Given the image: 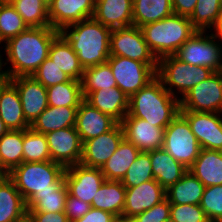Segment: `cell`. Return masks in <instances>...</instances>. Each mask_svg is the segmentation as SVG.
<instances>
[{
  "instance_id": "1",
  "label": "cell",
  "mask_w": 222,
  "mask_h": 222,
  "mask_svg": "<svg viewBox=\"0 0 222 222\" xmlns=\"http://www.w3.org/2000/svg\"><path fill=\"white\" fill-rule=\"evenodd\" d=\"M59 33L52 27H31L9 39L4 47L13 68L4 70L6 78L32 76L48 58L50 45Z\"/></svg>"
},
{
  "instance_id": "2",
  "label": "cell",
  "mask_w": 222,
  "mask_h": 222,
  "mask_svg": "<svg viewBox=\"0 0 222 222\" xmlns=\"http://www.w3.org/2000/svg\"><path fill=\"white\" fill-rule=\"evenodd\" d=\"M180 113V99L170 94L155 76L129 99L125 117L140 118L155 127L166 128Z\"/></svg>"
},
{
  "instance_id": "3",
  "label": "cell",
  "mask_w": 222,
  "mask_h": 222,
  "mask_svg": "<svg viewBox=\"0 0 222 222\" xmlns=\"http://www.w3.org/2000/svg\"><path fill=\"white\" fill-rule=\"evenodd\" d=\"M73 28L71 31H68ZM60 33L77 53L84 69L107 62L110 57L111 29L89 18L63 28Z\"/></svg>"
},
{
  "instance_id": "4",
  "label": "cell",
  "mask_w": 222,
  "mask_h": 222,
  "mask_svg": "<svg viewBox=\"0 0 222 222\" xmlns=\"http://www.w3.org/2000/svg\"><path fill=\"white\" fill-rule=\"evenodd\" d=\"M150 51L159 60L174 55L197 30L189 17L172 14L157 22L140 27Z\"/></svg>"
},
{
  "instance_id": "5",
  "label": "cell",
  "mask_w": 222,
  "mask_h": 222,
  "mask_svg": "<svg viewBox=\"0 0 222 222\" xmlns=\"http://www.w3.org/2000/svg\"><path fill=\"white\" fill-rule=\"evenodd\" d=\"M65 167L51 160L23 162L7 176L27 202L35 193H54L65 182Z\"/></svg>"
},
{
  "instance_id": "6",
  "label": "cell",
  "mask_w": 222,
  "mask_h": 222,
  "mask_svg": "<svg viewBox=\"0 0 222 222\" xmlns=\"http://www.w3.org/2000/svg\"><path fill=\"white\" fill-rule=\"evenodd\" d=\"M214 72L209 67L189 65L169 55L158 60L156 76L170 94L176 96L172 89L175 86L183 98L196 84L208 79Z\"/></svg>"
},
{
  "instance_id": "7",
  "label": "cell",
  "mask_w": 222,
  "mask_h": 222,
  "mask_svg": "<svg viewBox=\"0 0 222 222\" xmlns=\"http://www.w3.org/2000/svg\"><path fill=\"white\" fill-rule=\"evenodd\" d=\"M162 148L189 169L201 150L187 119L179 113L164 130Z\"/></svg>"
},
{
  "instance_id": "8",
  "label": "cell",
  "mask_w": 222,
  "mask_h": 222,
  "mask_svg": "<svg viewBox=\"0 0 222 222\" xmlns=\"http://www.w3.org/2000/svg\"><path fill=\"white\" fill-rule=\"evenodd\" d=\"M205 31H197L174 54L180 61L189 65L209 67L215 72L222 71V46L216 43L217 35L203 36Z\"/></svg>"
},
{
  "instance_id": "9",
  "label": "cell",
  "mask_w": 222,
  "mask_h": 222,
  "mask_svg": "<svg viewBox=\"0 0 222 222\" xmlns=\"http://www.w3.org/2000/svg\"><path fill=\"white\" fill-rule=\"evenodd\" d=\"M110 56H122L149 65L157 71L158 59L145 42L142 30L137 26L112 29L110 33Z\"/></svg>"
},
{
  "instance_id": "10",
  "label": "cell",
  "mask_w": 222,
  "mask_h": 222,
  "mask_svg": "<svg viewBox=\"0 0 222 222\" xmlns=\"http://www.w3.org/2000/svg\"><path fill=\"white\" fill-rule=\"evenodd\" d=\"M180 99V111L222 113V71L196 84Z\"/></svg>"
},
{
  "instance_id": "11",
  "label": "cell",
  "mask_w": 222,
  "mask_h": 222,
  "mask_svg": "<svg viewBox=\"0 0 222 222\" xmlns=\"http://www.w3.org/2000/svg\"><path fill=\"white\" fill-rule=\"evenodd\" d=\"M107 62L111 66L117 87L129 98L156 76V72L146 63L127 57L110 56Z\"/></svg>"
},
{
  "instance_id": "12",
  "label": "cell",
  "mask_w": 222,
  "mask_h": 222,
  "mask_svg": "<svg viewBox=\"0 0 222 222\" xmlns=\"http://www.w3.org/2000/svg\"><path fill=\"white\" fill-rule=\"evenodd\" d=\"M64 177L68 193L88 204L92 203L105 181L101 168L88 167L81 163L67 167Z\"/></svg>"
},
{
  "instance_id": "13",
  "label": "cell",
  "mask_w": 222,
  "mask_h": 222,
  "mask_svg": "<svg viewBox=\"0 0 222 222\" xmlns=\"http://www.w3.org/2000/svg\"><path fill=\"white\" fill-rule=\"evenodd\" d=\"M45 135L51 161L65 168L80 163L83 144L75 126L48 132Z\"/></svg>"
},
{
  "instance_id": "14",
  "label": "cell",
  "mask_w": 222,
  "mask_h": 222,
  "mask_svg": "<svg viewBox=\"0 0 222 222\" xmlns=\"http://www.w3.org/2000/svg\"><path fill=\"white\" fill-rule=\"evenodd\" d=\"M187 119L201 149L222 151V118L220 113L180 111Z\"/></svg>"
},
{
  "instance_id": "15",
  "label": "cell",
  "mask_w": 222,
  "mask_h": 222,
  "mask_svg": "<svg viewBox=\"0 0 222 222\" xmlns=\"http://www.w3.org/2000/svg\"><path fill=\"white\" fill-rule=\"evenodd\" d=\"M123 139L122 125L117 123L108 132L83 143L80 163L88 167L102 168Z\"/></svg>"
},
{
  "instance_id": "16",
  "label": "cell",
  "mask_w": 222,
  "mask_h": 222,
  "mask_svg": "<svg viewBox=\"0 0 222 222\" xmlns=\"http://www.w3.org/2000/svg\"><path fill=\"white\" fill-rule=\"evenodd\" d=\"M50 27L61 31L68 25L92 18L93 0H49Z\"/></svg>"
},
{
  "instance_id": "17",
  "label": "cell",
  "mask_w": 222,
  "mask_h": 222,
  "mask_svg": "<svg viewBox=\"0 0 222 222\" xmlns=\"http://www.w3.org/2000/svg\"><path fill=\"white\" fill-rule=\"evenodd\" d=\"M9 80L18 90L25 119L32 124L48 107L47 88L33 76H16Z\"/></svg>"
},
{
  "instance_id": "18",
  "label": "cell",
  "mask_w": 222,
  "mask_h": 222,
  "mask_svg": "<svg viewBox=\"0 0 222 222\" xmlns=\"http://www.w3.org/2000/svg\"><path fill=\"white\" fill-rule=\"evenodd\" d=\"M166 198V190L155 180L126 188L123 217L134 218Z\"/></svg>"
},
{
  "instance_id": "19",
  "label": "cell",
  "mask_w": 222,
  "mask_h": 222,
  "mask_svg": "<svg viewBox=\"0 0 222 222\" xmlns=\"http://www.w3.org/2000/svg\"><path fill=\"white\" fill-rule=\"evenodd\" d=\"M120 124L124 138L140 151L148 152L162 148L164 128L155 127L151 123L135 117H124Z\"/></svg>"
},
{
  "instance_id": "20",
  "label": "cell",
  "mask_w": 222,
  "mask_h": 222,
  "mask_svg": "<svg viewBox=\"0 0 222 222\" xmlns=\"http://www.w3.org/2000/svg\"><path fill=\"white\" fill-rule=\"evenodd\" d=\"M118 122L83 100L76 114L75 128L82 144L111 130Z\"/></svg>"
},
{
  "instance_id": "21",
  "label": "cell",
  "mask_w": 222,
  "mask_h": 222,
  "mask_svg": "<svg viewBox=\"0 0 222 222\" xmlns=\"http://www.w3.org/2000/svg\"><path fill=\"white\" fill-rule=\"evenodd\" d=\"M92 18L112 29L133 25V0H98Z\"/></svg>"
},
{
  "instance_id": "22",
  "label": "cell",
  "mask_w": 222,
  "mask_h": 222,
  "mask_svg": "<svg viewBox=\"0 0 222 222\" xmlns=\"http://www.w3.org/2000/svg\"><path fill=\"white\" fill-rule=\"evenodd\" d=\"M0 117L9 130H25L31 125L25 119L18 90L9 79L0 87Z\"/></svg>"
},
{
  "instance_id": "23",
  "label": "cell",
  "mask_w": 222,
  "mask_h": 222,
  "mask_svg": "<svg viewBox=\"0 0 222 222\" xmlns=\"http://www.w3.org/2000/svg\"><path fill=\"white\" fill-rule=\"evenodd\" d=\"M129 99L118 87L96 90L84 98L92 107L110 115L118 123L128 114Z\"/></svg>"
},
{
  "instance_id": "24",
  "label": "cell",
  "mask_w": 222,
  "mask_h": 222,
  "mask_svg": "<svg viewBox=\"0 0 222 222\" xmlns=\"http://www.w3.org/2000/svg\"><path fill=\"white\" fill-rule=\"evenodd\" d=\"M27 219L26 202L7 175H0V222H23Z\"/></svg>"
},
{
  "instance_id": "25",
  "label": "cell",
  "mask_w": 222,
  "mask_h": 222,
  "mask_svg": "<svg viewBox=\"0 0 222 222\" xmlns=\"http://www.w3.org/2000/svg\"><path fill=\"white\" fill-rule=\"evenodd\" d=\"M150 160L154 179L166 190L189 170L163 148L151 150Z\"/></svg>"
},
{
  "instance_id": "26",
  "label": "cell",
  "mask_w": 222,
  "mask_h": 222,
  "mask_svg": "<svg viewBox=\"0 0 222 222\" xmlns=\"http://www.w3.org/2000/svg\"><path fill=\"white\" fill-rule=\"evenodd\" d=\"M188 170L205 187L222 185V151L201 149Z\"/></svg>"
},
{
  "instance_id": "27",
  "label": "cell",
  "mask_w": 222,
  "mask_h": 222,
  "mask_svg": "<svg viewBox=\"0 0 222 222\" xmlns=\"http://www.w3.org/2000/svg\"><path fill=\"white\" fill-rule=\"evenodd\" d=\"M61 71H63L71 79L81 81L84 68L79 62L77 53L72 49V46L59 33L52 41L49 48V56Z\"/></svg>"
},
{
  "instance_id": "28",
  "label": "cell",
  "mask_w": 222,
  "mask_h": 222,
  "mask_svg": "<svg viewBox=\"0 0 222 222\" xmlns=\"http://www.w3.org/2000/svg\"><path fill=\"white\" fill-rule=\"evenodd\" d=\"M78 107L48 106L30 125L34 131L46 134L75 126Z\"/></svg>"
},
{
  "instance_id": "29",
  "label": "cell",
  "mask_w": 222,
  "mask_h": 222,
  "mask_svg": "<svg viewBox=\"0 0 222 222\" xmlns=\"http://www.w3.org/2000/svg\"><path fill=\"white\" fill-rule=\"evenodd\" d=\"M126 188L121 181L105 180L92 200L91 207L122 216L125 206Z\"/></svg>"
},
{
  "instance_id": "30",
  "label": "cell",
  "mask_w": 222,
  "mask_h": 222,
  "mask_svg": "<svg viewBox=\"0 0 222 222\" xmlns=\"http://www.w3.org/2000/svg\"><path fill=\"white\" fill-rule=\"evenodd\" d=\"M140 152L136 146L124 138L101 168L105 180L121 181Z\"/></svg>"
},
{
  "instance_id": "31",
  "label": "cell",
  "mask_w": 222,
  "mask_h": 222,
  "mask_svg": "<svg viewBox=\"0 0 222 222\" xmlns=\"http://www.w3.org/2000/svg\"><path fill=\"white\" fill-rule=\"evenodd\" d=\"M24 130H9L0 138V175L23 163Z\"/></svg>"
},
{
  "instance_id": "32",
  "label": "cell",
  "mask_w": 222,
  "mask_h": 222,
  "mask_svg": "<svg viewBox=\"0 0 222 222\" xmlns=\"http://www.w3.org/2000/svg\"><path fill=\"white\" fill-rule=\"evenodd\" d=\"M205 186L189 171L175 184L166 189V198L170 204L198 205L201 202Z\"/></svg>"
},
{
  "instance_id": "33",
  "label": "cell",
  "mask_w": 222,
  "mask_h": 222,
  "mask_svg": "<svg viewBox=\"0 0 222 222\" xmlns=\"http://www.w3.org/2000/svg\"><path fill=\"white\" fill-rule=\"evenodd\" d=\"M172 14V0H133V25L139 28Z\"/></svg>"
},
{
  "instance_id": "34",
  "label": "cell",
  "mask_w": 222,
  "mask_h": 222,
  "mask_svg": "<svg viewBox=\"0 0 222 222\" xmlns=\"http://www.w3.org/2000/svg\"><path fill=\"white\" fill-rule=\"evenodd\" d=\"M48 106L79 107L84 100L81 81L71 79L47 88Z\"/></svg>"
},
{
  "instance_id": "35",
  "label": "cell",
  "mask_w": 222,
  "mask_h": 222,
  "mask_svg": "<svg viewBox=\"0 0 222 222\" xmlns=\"http://www.w3.org/2000/svg\"><path fill=\"white\" fill-rule=\"evenodd\" d=\"M113 87H117V83L108 62L84 69L81 79L83 98L90 92Z\"/></svg>"
},
{
  "instance_id": "36",
  "label": "cell",
  "mask_w": 222,
  "mask_h": 222,
  "mask_svg": "<svg viewBox=\"0 0 222 222\" xmlns=\"http://www.w3.org/2000/svg\"><path fill=\"white\" fill-rule=\"evenodd\" d=\"M12 6L29 28L50 27L48 0H15Z\"/></svg>"
},
{
  "instance_id": "37",
  "label": "cell",
  "mask_w": 222,
  "mask_h": 222,
  "mask_svg": "<svg viewBox=\"0 0 222 222\" xmlns=\"http://www.w3.org/2000/svg\"><path fill=\"white\" fill-rule=\"evenodd\" d=\"M68 188L64 182L54 193H35L27 202V212H61L65 210Z\"/></svg>"
},
{
  "instance_id": "38",
  "label": "cell",
  "mask_w": 222,
  "mask_h": 222,
  "mask_svg": "<svg viewBox=\"0 0 222 222\" xmlns=\"http://www.w3.org/2000/svg\"><path fill=\"white\" fill-rule=\"evenodd\" d=\"M222 12V0H198L192 15L189 17L197 31H205L206 27L216 29Z\"/></svg>"
},
{
  "instance_id": "39",
  "label": "cell",
  "mask_w": 222,
  "mask_h": 222,
  "mask_svg": "<svg viewBox=\"0 0 222 222\" xmlns=\"http://www.w3.org/2000/svg\"><path fill=\"white\" fill-rule=\"evenodd\" d=\"M51 160L49 146L45 134L32 128L24 130L23 162H44Z\"/></svg>"
},
{
  "instance_id": "40",
  "label": "cell",
  "mask_w": 222,
  "mask_h": 222,
  "mask_svg": "<svg viewBox=\"0 0 222 222\" xmlns=\"http://www.w3.org/2000/svg\"><path fill=\"white\" fill-rule=\"evenodd\" d=\"M153 179L150 151H141L121 182L125 188H131Z\"/></svg>"
},
{
  "instance_id": "41",
  "label": "cell",
  "mask_w": 222,
  "mask_h": 222,
  "mask_svg": "<svg viewBox=\"0 0 222 222\" xmlns=\"http://www.w3.org/2000/svg\"><path fill=\"white\" fill-rule=\"evenodd\" d=\"M28 28L12 5H0V43H6Z\"/></svg>"
},
{
  "instance_id": "42",
  "label": "cell",
  "mask_w": 222,
  "mask_h": 222,
  "mask_svg": "<svg viewBox=\"0 0 222 222\" xmlns=\"http://www.w3.org/2000/svg\"><path fill=\"white\" fill-rule=\"evenodd\" d=\"M200 207L210 222H222V185L205 187Z\"/></svg>"
},
{
  "instance_id": "43",
  "label": "cell",
  "mask_w": 222,
  "mask_h": 222,
  "mask_svg": "<svg viewBox=\"0 0 222 222\" xmlns=\"http://www.w3.org/2000/svg\"><path fill=\"white\" fill-rule=\"evenodd\" d=\"M32 76L46 88L71 80L49 57Z\"/></svg>"
},
{
  "instance_id": "44",
  "label": "cell",
  "mask_w": 222,
  "mask_h": 222,
  "mask_svg": "<svg viewBox=\"0 0 222 222\" xmlns=\"http://www.w3.org/2000/svg\"><path fill=\"white\" fill-rule=\"evenodd\" d=\"M170 218L175 222H210L200 204H170Z\"/></svg>"
},
{
  "instance_id": "45",
  "label": "cell",
  "mask_w": 222,
  "mask_h": 222,
  "mask_svg": "<svg viewBox=\"0 0 222 222\" xmlns=\"http://www.w3.org/2000/svg\"><path fill=\"white\" fill-rule=\"evenodd\" d=\"M170 218V203L167 198L152 208L136 215L133 222H164Z\"/></svg>"
},
{
  "instance_id": "46",
  "label": "cell",
  "mask_w": 222,
  "mask_h": 222,
  "mask_svg": "<svg viewBox=\"0 0 222 222\" xmlns=\"http://www.w3.org/2000/svg\"><path fill=\"white\" fill-rule=\"evenodd\" d=\"M91 204H88L81 199L71 196L69 193L65 201L64 213L70 222L82 218L90 209Z\"/></svg>"
},
{
  "instance_id": "47",
  "label": "cell",
  "mask_w": 222,
  "mask_h": 222,
  "mask_svg": "<svg viewBox=\"0 0 222 222\" xmlns=\"http://www.w3.org/2000/svg\"><path fill=\"white\" fill-rule=\"evenodd\" d=\"M29 222H70L64 211L61 212H27Z\"/></svg>"
},
{
  "instance_id": "48",
  "label": "cell",
  "mask_w": 222,
  "mask_h": 222,
  "mask_svg": "<svg viewBox=\"0 0 222 222\" xmlns=\"http://www.w3.org/2000/svg\"><path fill=\"white\" fill-rule=\"evenodd\" d=\"M116 216L100 210L91 208L82 218L76 219L73 222H112Z\"/></svg>"
},
{
  "instance_id": "49",
  "label": "cell",
  "mask_w": 222,
  "mask_h": 222,
  "mask_svg": "<svg viewBox=\"0 0 222 222\" xmlns=\"http://www.w3.org/2000/svg\"><path fill=\"white\" fill-rule=\"evenodd\" d=\"M198 0H172L173 13L190 17Z\"/></svg>"
},
{
  "instance_id": "50",
  "label": "cell",
  "mask_w": 222,
  "mask_h": 222,
  "mask_svg": "<svg viewBox=\"0 0 222 222\" xmlns=\"http://www.w3.org/2000/svg\"><path fill=\"white\" fill-rule=\"evenodd\" d=\"M9 131L8 127L5 125L0 117V138Z\"/></svg>"
},
{
  "instance_id": "51",
  "label": "cell",
  "mask_w": 222,
  "mask_h": 222,
  "mask_svg": "<svg viewBox=\"0 0 222 222\" xmlns=\"http://www.w3.org/2000/svg\"><path fill=\"white\" fill-rule=\"evenodd\" d=\"M216 35L218 38H220L222 40V12H221V19L220 22L215 30Z\"/></svg>"
},
{
  "instance_id": "52",
  "label": "cell",
  "mask_w": 222,
  "mask_h": 222,
  "mask_svg": "<svg viewBox=\"0 0 222 222\" xmlns=\"http://www.w3.org/2000/svg\"><path fill=\"white\" fill-rule=\"evenodd\" d=\"M1 55H0V83H4L6 80H7V78H6V75H5V72L3 71V70H1L2 69V66H3V64H2V59H1Z\"/></svg>"
},
{
  "instance_id": "53",
  "label": "cell",
  "mask_w": 222,
  "mask_h": 222,
  "mask_svg": "<svg viewBox=\"0 0 222 222\" xmlns=\"http://www.w3.org/2000/svg\"><path fill=\"white\" fill-rule=\"evenodd\" d=\"M112 222H133L131 218L123 217V216H117L114 218Z\"/></svg>"
},
{
  "instance_id": "54",
  "label": "cell",
  "mask_w": 222,
  "mask_h": 222,
  "mask_svg": "<svg viewBox=\"0 0 222 222\" xmlns=\"http://www.w3.org/2000/svg\"><path fill=\"white\" fill-rule=\"evenodd\" d=\"M15 0H0V5H12Z\"/></svg>"
},
{
  "instance_id": "55",
  "label": "cell",
  "mask_w": 222,
  "mask_h": 222,
  "mask_svg": "<svg viewBox=\"0 0 222 222\" xmlns=\"http://www.w3.org/2000/svg\"><path fill=\"white\" fill-rule=\"evenodd\" d=\"M164 222H175V221L169 218L168 220H165Z\"/></svg>"
}]
</instances>
